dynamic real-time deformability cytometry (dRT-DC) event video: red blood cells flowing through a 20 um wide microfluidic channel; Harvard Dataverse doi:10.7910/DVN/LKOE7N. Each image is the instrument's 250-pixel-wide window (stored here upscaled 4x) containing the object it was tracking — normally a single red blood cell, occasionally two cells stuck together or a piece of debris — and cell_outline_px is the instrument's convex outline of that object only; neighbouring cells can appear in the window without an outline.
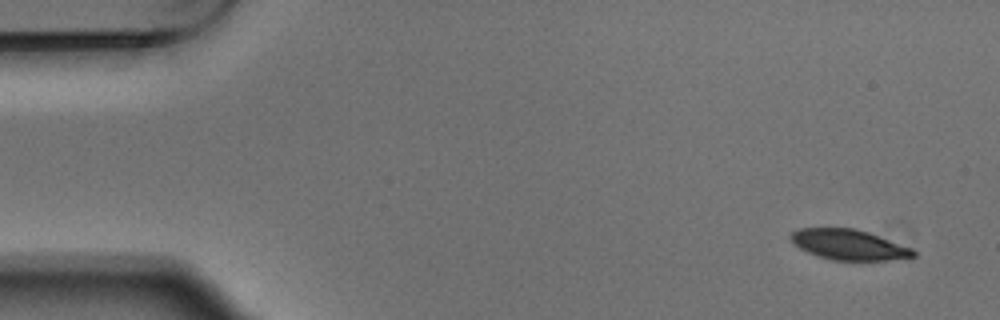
{"species": "Egyptian fruit bat (a non-hibernating species)", "species_latin": "Rousettus aegyptiacus", "temperature_condition": "warm", "stored_images_in_passage": 8, "camera_frame_rate_fps": 3000, "um_per_image_px": 0.085, "animal": {"sex": "male"}, "frame": {"image": 1, "passage_image": 1, "time_ms": 0.0, "image_size_px": [1000, 320], "cell_outline_px": [[916, 256], [888, 260], [832, 260], [808, 252], [800, 248], [788, 236], [792, 232], [800, 228], [852, 228], [868, 232], [912, 248], [916, 252]], "centroid_in_image_um": [72.16, 20.79], "position_along_channel_um": 12.8, "area_um2": 21.39}}
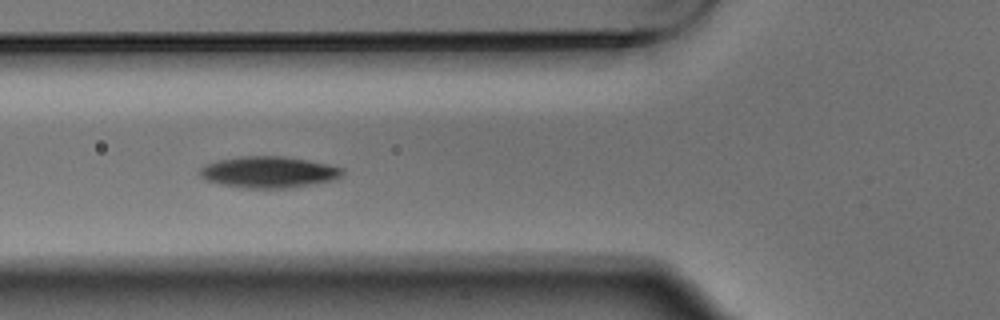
{"frame": {"image": 2, "passage_image": 5, "time_ms": 1.333, "image_size_px": [1000, 320], "cell_outline_px": [[344, 172], [336, 180], [288, 188], [244, 188], [220, 184], [204, 180], [196, 172], [204, 164], [216, 160], [240, 156], [284, 156], [308, 160], [328, 164], [344, 168]], "centroid_in_image_um": [22.8, 14.62], "position_along_channel_um": 103.0, "area_um2": 26.47}}
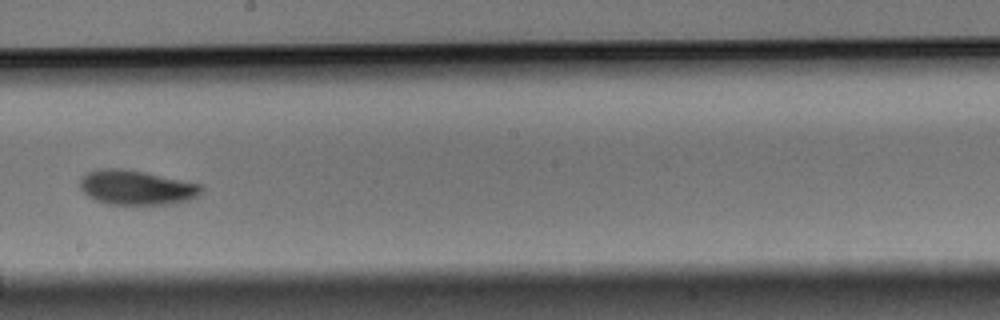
{"frame": {"image": 3, "passage_image": 8, "time_ms": 2.333, "image_size_px": [1000, 320], "cell_outline_px": [[204, 188], [196, 196], [188, 200], [176, 204], [108, 204], [96, 200], [88, 196], [80, 188], [80, 176], [96, 168], [120, 168], [144, 172], [204, 184]], "centroid_in_image_um": [11.6, 15.93], "position_along_channel_um": 236.6, "area_um2": 24.68}}